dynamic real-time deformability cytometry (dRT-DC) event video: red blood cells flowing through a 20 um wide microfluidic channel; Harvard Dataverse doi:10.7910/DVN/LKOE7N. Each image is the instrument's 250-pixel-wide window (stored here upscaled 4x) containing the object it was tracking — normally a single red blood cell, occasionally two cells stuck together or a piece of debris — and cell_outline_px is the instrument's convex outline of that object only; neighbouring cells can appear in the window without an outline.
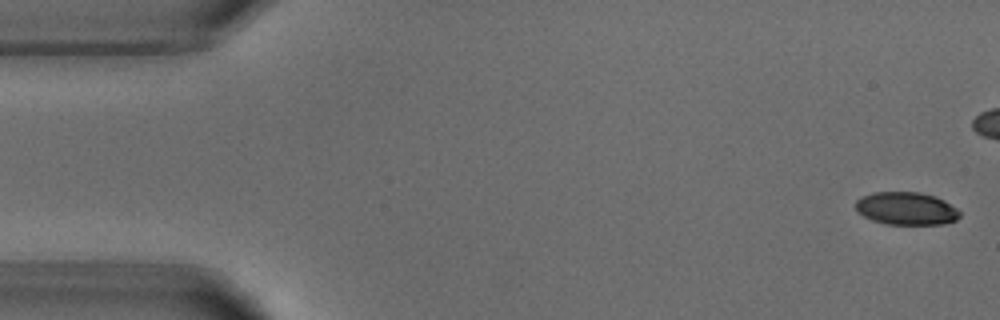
{"species": "common noctule bat (a hibernating species)", "species_latin": "Nyctalus noctula", "temperature_condition": "warm", "stored_images_in_passage": 6, "camera_frame_rate_fps": 3000, "um_per_image_px": 0.085, "animal": {"sex": "male", "body_mass_g": 18.8}, "frame": {"image": 1, "passage_image": 1, "time_ms": 0.0, "image_size_px": [1000, 320], "cell_outline_px": [[960, 216], [956, 220], [944, 224], [888, 224], [872, 220], [856, 212], [856, 200], [872, 192], [920, 192], [936, 196], [944, 200], [956, 208], [960, 212]], "centroid_in_image_um": [77.04, 17.72], "position_along_channel_um": 8.0, "area_um2": 19.94}}
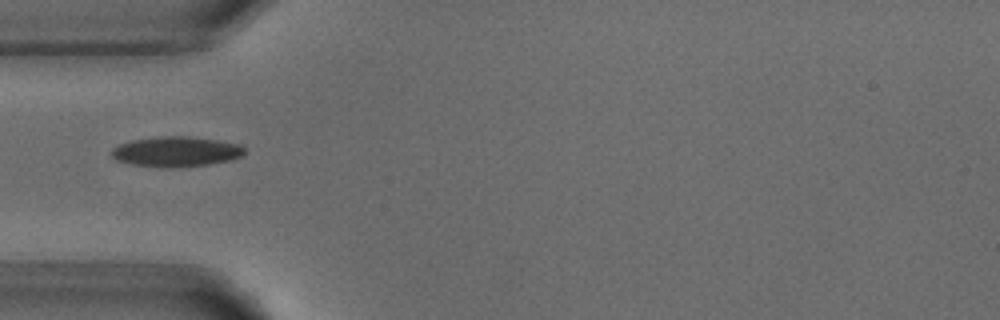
{"frame": {"image": 2, "passage_image": 5, "time_ms": 6.333, "image_size_px": [1000, 320], "cell_outline_px": [[244, 152], [240, 156], [232, 160], [208, 164], [176, 168], [160, 168], [132, 164], [116, 160], [112, 156], [112, 148], [120, 144], [132, 140], [156, 136], [188, 136], [216, 140], [240, 144], [244, 148]], "centroid_in_image_um": [14.95, 12.89], "position_along_channel_um": 70.0, "area_um2": 23.47}}